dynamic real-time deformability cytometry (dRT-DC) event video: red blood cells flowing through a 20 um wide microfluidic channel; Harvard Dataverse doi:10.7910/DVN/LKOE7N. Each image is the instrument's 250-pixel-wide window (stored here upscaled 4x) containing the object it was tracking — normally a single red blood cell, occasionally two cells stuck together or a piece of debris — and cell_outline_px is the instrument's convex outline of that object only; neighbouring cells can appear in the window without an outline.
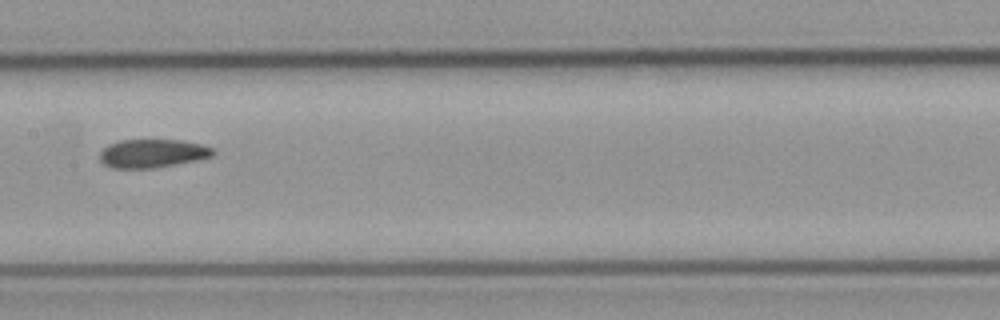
{"species": "common noctule bat (a hibernating species)", "species_latin": "Nyctalus noctula", "temperature_condition": "cold", "stored_images_in_passage": 9, "camera_frame_rate_fps": 3000, "um_per_image_px": 0.085, "animal": {"sex": "male", "body_mass_g": 23.1, "forearm_length_mm": 52.7}, "frame": {"image": 1, "passage_image": 9, "time_ms": 9.333, "image_size_px": [1000, 320], "cell_outline_px": [[216, 152], [212, 156], [196, 160], [152, 168], [112, 168], [104, 164], [100, 160], [100, 152], [108, 144], [120, 140], [184, 140], [200, 144], [212, 148]], "centroid_in_image_um": [12.94, 13.03], "position_along_channel_um": 194.5, "area_um2": 18.67}}